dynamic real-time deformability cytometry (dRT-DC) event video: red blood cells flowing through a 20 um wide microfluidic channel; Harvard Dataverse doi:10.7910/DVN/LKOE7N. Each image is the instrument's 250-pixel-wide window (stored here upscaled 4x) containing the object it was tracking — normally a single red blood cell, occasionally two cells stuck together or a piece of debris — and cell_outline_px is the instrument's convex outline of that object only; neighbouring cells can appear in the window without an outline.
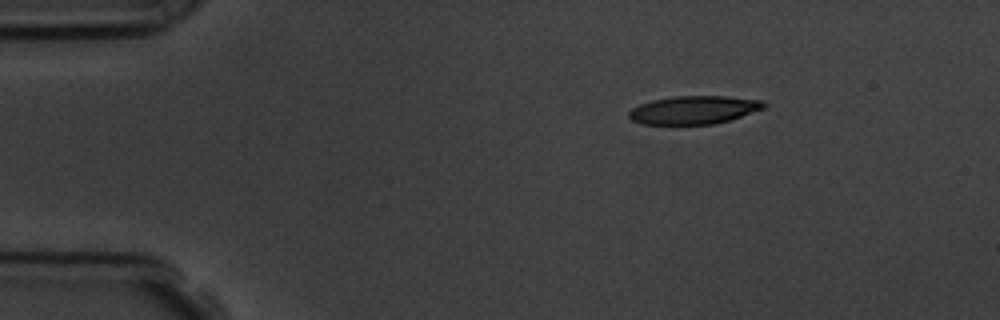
{"species": "common noctule bat (a hibernating species)", "species_latin": "Nyctalus noctula", "temperature_condition": "room temperature", "stored_images_in_passage": 3, "camera_frame_rate_fps": 3000, "um_per_image_px": 0.085, "animal": {"sex": "male", "body_mass_g": 19.5, "forearm_length_mm": 54.6}, "frame": {"image": 1, "passage_image": 1, "time_ms": 0.0, "image_size_px": [1000, 320], "cell_outline_px": [[768, 104], [764, 108], [728, 120], [712, 124], [640, 124], [632, 120], [628, 116], [628, 112], [632, 108], [640, 104], [652, 100], [672, 96], [724, 96], [760, 100]], "centroid_in_image_um": [58.93, 9.34], "position_along_channel_um": 26.1, "area_um2": 22.02}}